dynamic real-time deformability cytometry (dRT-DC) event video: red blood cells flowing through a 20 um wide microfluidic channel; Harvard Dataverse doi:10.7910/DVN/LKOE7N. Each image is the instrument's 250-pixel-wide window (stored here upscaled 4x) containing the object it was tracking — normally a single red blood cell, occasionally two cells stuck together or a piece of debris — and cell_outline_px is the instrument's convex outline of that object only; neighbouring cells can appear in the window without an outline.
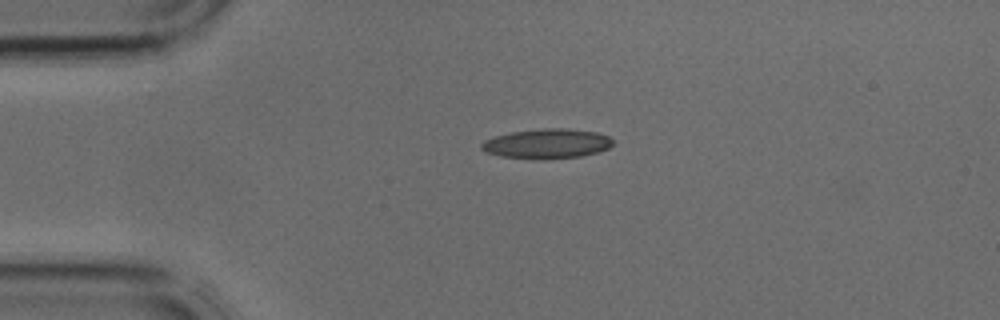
{"species": "common noctule bat (a hibernating species)", "species_latin": "Nyctalus noctula", "temperature_condition": "cold", "stored_images_in_passage": 2, "camera_frame_rate_fps": 3000, "um_per_image_px": 0.085, "animal": {"sex": "male", "body_mass_g": 17.9, "forearm_length_mm": 54.2}, "frame": {"image": 1, "passage_image": 1, "time_ms": 0.0, "image_size_px": [1000, 320], "cell_outline_px": [[616, 140], [608, 148], [596, 152], [580, 156], [544, 160], [500, 156], [488, 152], [480, 148], [480, 144], [484, 140], [508, 132], [544, 128], [564, 128], [596, 132], [608, 136]], "centroid_in_image_um": [46.49, 12.21], "position_along_channel_um": 38.5, "area_um2": 22.83}}